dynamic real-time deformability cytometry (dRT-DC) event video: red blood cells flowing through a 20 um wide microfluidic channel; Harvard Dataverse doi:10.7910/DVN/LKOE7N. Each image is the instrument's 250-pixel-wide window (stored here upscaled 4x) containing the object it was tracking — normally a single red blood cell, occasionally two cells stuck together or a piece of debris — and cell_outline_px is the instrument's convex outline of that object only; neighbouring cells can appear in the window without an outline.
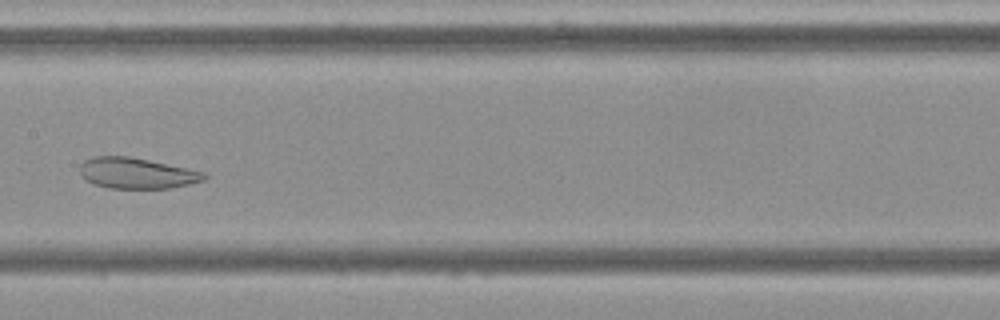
{"species": "Egyptian fruit bat (a non-hibernating species)", "species_latin": "Rousettus aegyptiacus", "temperature_condition": "cold", "stored_images_in_passage": 9, "camera_frame_rate_fps": 3000, "um_per_image_px": 0.085, "frame": {"image": 1, "passage_image": 6, "time_ms": 6.0, "image_size_px": [1000, 320], "cell_outline_px": [[208, 176], [204, 180], [188, 184], [168, 188], [108, 188], [96, 184], [88, 180], [80, 172], [80, 164], [84, 160], [92, 156], [128, 156], [148, 160], [204, 172]], "centroid_in_image_um": [11.61, 14.71], "position_along_channel_um": 195.8, "area_um2": 21.96}}
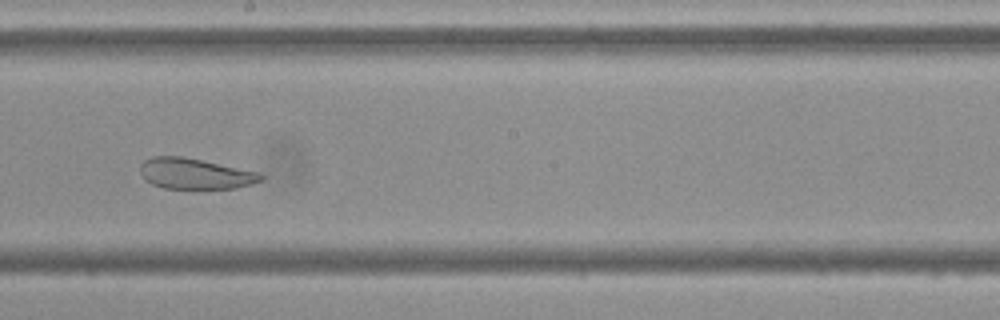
{"frame": {"image": 2, "passage_image": 7, "time_ms": 7.0, "image_size_px": [1000, 320], "cell_outline_px": [[264, 180], [252, 184], [236, 188], [164, 188], [152, 184], [144, 180], [140, 172], [140, 164], [144, 160], [152, 156], [180, 156], [260, 172], [264, 176]], "centroid_in_image_um": [16.57, 14.76], "position_along_channel_um": 231.6, "area_um2": 21.62}}
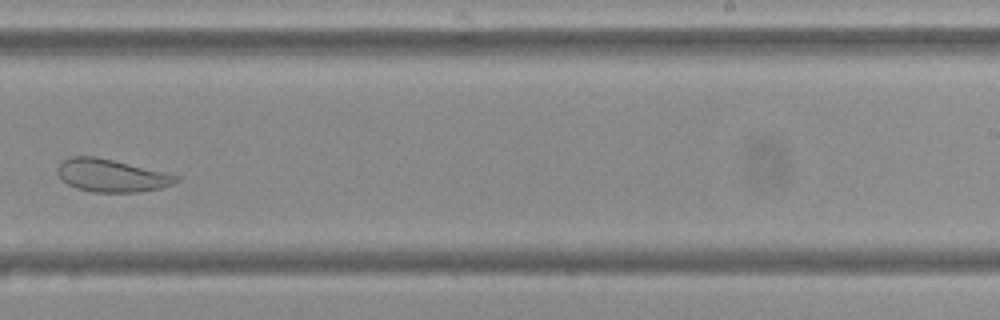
{"frame": {"image": 3, "passage_image": 8, "time_ms": 8.333, "image_size_px": [1000, 320], "cell_outline_px": [[180, 180], [172, 184], [160, 188], [136, 192], [92, 192], [76, 188], [68, 184], [56, 172], [56, 168], [60, 160], [72, 156], [96, 156], [180, 176]], "centroid_in_image_um": [9.43, 14.91], "position_along_channel_um": 279.6, "area_um2": 22.54}}